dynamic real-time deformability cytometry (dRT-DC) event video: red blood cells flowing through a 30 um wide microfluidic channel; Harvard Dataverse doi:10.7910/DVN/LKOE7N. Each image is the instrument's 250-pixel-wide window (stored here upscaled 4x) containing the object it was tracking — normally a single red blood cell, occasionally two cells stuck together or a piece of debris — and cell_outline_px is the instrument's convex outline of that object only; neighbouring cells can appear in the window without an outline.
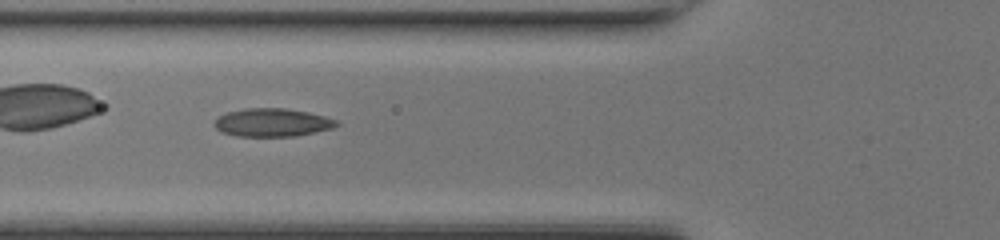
{"species": "common noctule bat (a hibernating species)", "species_latin": "Nyctalus noctula", "temperature_condition": "room temperature", "stored_images_in_passage": 36, "camera_frame_rate_fps": 3000, "um_per_image_px": 0.085, "animal": {"sex": "female", "body_mass_g": 17.0, "forearm_length_mm": 48.0}, "frame": {"image": 1, "passage_image": 6, "time_ms": 1.667, "image_size_px": [1000, 240], "cell_outline_px": [[340, 124], [332, 128], [296, 136], [236, 136], [220, 132], [212, 124], [220, 116], [228, 112], [248, 108], [284, 108], [308, 112], [324, 116], [336, 120]], "centroid_in_image_um": [23.13, 10.42], "position_along_channel_um": 102.7, "area_um2": 19.94}}
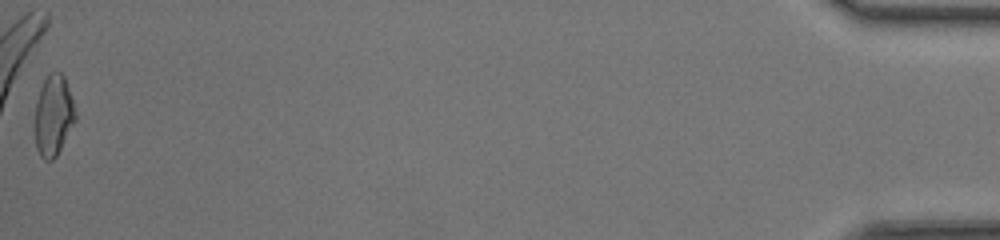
{"frame": {"image": 2, "passage_image": 36, "time_ms": 11.667, "image_size_px": [1000, 240], "cell_outline_px": [[76, 120], [56, 156], [52, 160], [44, 160], [40, 156], [36, 148], [36, 104], [40, 88], [48, 72], [60, 72], [64, 76], [72, 100], [76, 116]], "centroid_in_image_um": [4.54, 9.81], "position_along_channel_um": 430.7, "area_um2": 18.73}, "authors_computed_cell_mechanics": {"area_um2": 18.9873, "velocity_mm_per_s": 4.3538, "shape_relaxation_time_tau1_ms": null, "shape_relaxation_time_tau2_ms": 1.5709, "deformation_change_tau1": null, "deformation_change_tau2": 0.0898}}